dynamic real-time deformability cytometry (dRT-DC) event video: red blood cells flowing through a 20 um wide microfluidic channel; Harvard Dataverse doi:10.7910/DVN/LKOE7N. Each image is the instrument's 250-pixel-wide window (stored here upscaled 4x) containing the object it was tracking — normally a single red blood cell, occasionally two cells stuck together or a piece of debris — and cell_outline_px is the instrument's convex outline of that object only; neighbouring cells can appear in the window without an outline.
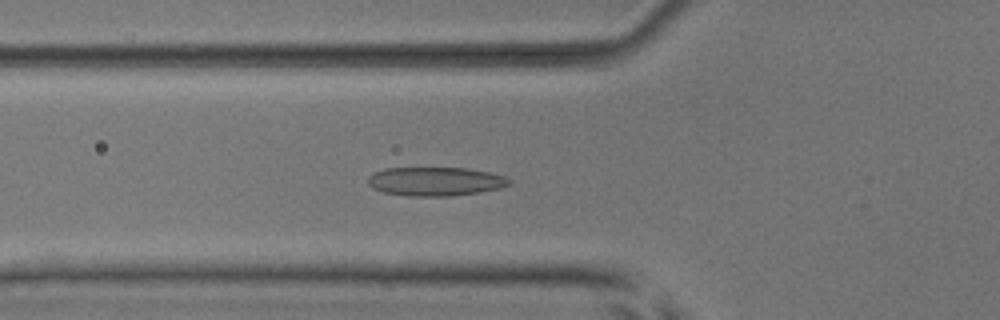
{"species": "common noctule bat (a hibernating species)", "species_latin": "Nyctalus noctula", "temperature_condition": "room temperature", "stored_images_in_passage": 53, "camera_frame_rate_fps": 3000, "um_per_image_px": 0.085, "animal": {"sex": "male", "body_mass_g": 17.9, "forearm_length_mm": 54.2}, "frame": {"image": 1, "passage_image": 20, "time_ms": 6.333, "image_size_px": [1000, 320], "cell_outline_px": [[512, 180], [508, 184], [500, 188], [480, 192], [452, 196], [408, 196], [384, 192], [372, 188], [368, 184], [368, 176], [372, 172], [384, 168], [468, 168], [488, 172], [504, 176]], "centroid_in_image_um": [36.97, 15.42], "position_along_channel_um": 88.8, "area_um2": 23.81}}
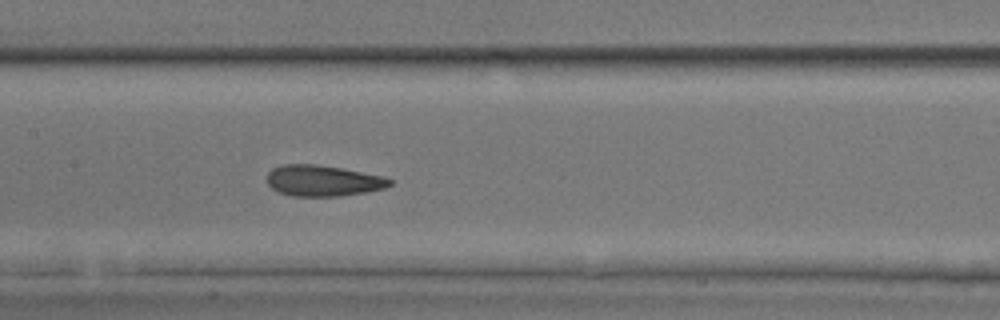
{"frame": {"image": 2, "passage_image": 27, "time_ms": 8.667, "image_size_px": [1000, 320], "cell_outline_px": [[392, 184], [384, 188], [364, 192], [340, 196], [292, 196], [280, 192], [272, 188], [268, 184], [268, 172], [272, 168], [280, 164], [316, 164], [340, 168], [384, 176], [392, 180]], "centroid_in_image_um": [27.44, 15.35], "position_along_channel_um": 180.0, "area_um2": 22.08}}
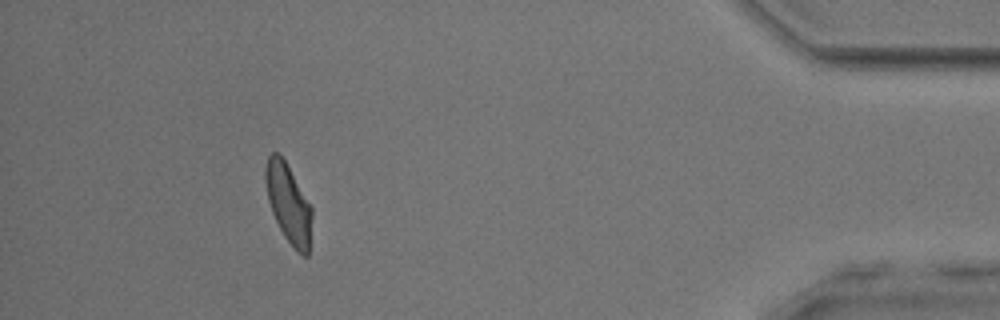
{"frame": {"image": 3, "passage_image": 49, "time_ms": 16.0, "image_size_px": [1000, 320], "cell_outline_px": [[312, 216], [308, 256], [304, 256], [296, 252], [292, 248], [284, 236], [272, 212], [268, 200], [264, 180], [264, 168], [268, 156], [272, 152], [280, 152], [312, 204]], "centroid_in_image_um": [24.52, 17.26], "position_along_channel_um": 410.7, "area_um2": 21.91}, "authors_computed_cell_mechanics": {"area_um2": 22.4264, "velocity_mm_per_s": 3.9091, "shape_relaxation_time_tau1_ms": 5.1946, "shape_relaxation_time_tau2_ms": 1.6685, "deformation_change_tau1": 0.1454, "deformation_change_tau2": 0.1}}